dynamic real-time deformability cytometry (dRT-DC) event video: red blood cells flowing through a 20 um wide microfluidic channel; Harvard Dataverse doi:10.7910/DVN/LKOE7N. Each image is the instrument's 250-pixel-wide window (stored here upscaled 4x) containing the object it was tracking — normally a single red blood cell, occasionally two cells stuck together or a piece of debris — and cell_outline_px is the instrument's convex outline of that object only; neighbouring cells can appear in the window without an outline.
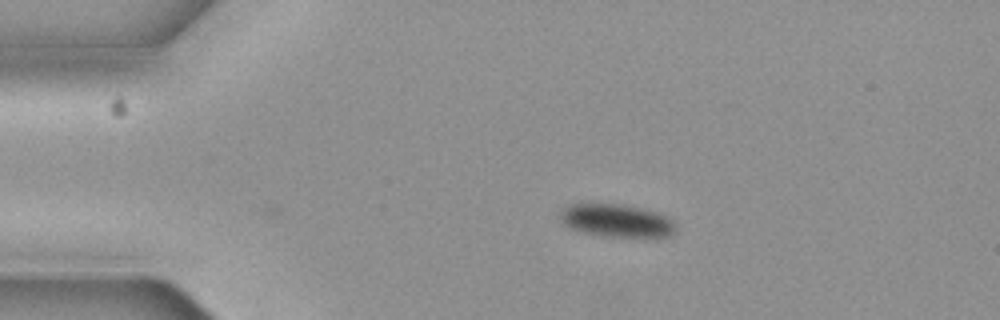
{"species": "common noctule bat (a hibernating species)", "species_latin": "Nyctalus noctula", "temperature_condition": "cold", "stored_images_in_passage": 3, "camera_frame_rate_fps": 3000, "um_per_image_px": 0.085, "animal": {"sex": "female", "body_mass_g": 19.3, "forearm_length_mm": 54.1}, "frame": {"image": 1, "passage_image": 3, "time_ms": 0.667, "image_size_px": [1000, 320], "cell_outline_px": [[676, 232], [668, 236], [604, 236], [580, 232], [568, 228], [560, 220], [560, 212], [568, 204], [624, 204], [656, 212], [668, 216], [676, 228]], "centroid_in_image_um": [52.37, 18.74], "position_along_channel_um": 32.6, "area_um2": 22.08}}